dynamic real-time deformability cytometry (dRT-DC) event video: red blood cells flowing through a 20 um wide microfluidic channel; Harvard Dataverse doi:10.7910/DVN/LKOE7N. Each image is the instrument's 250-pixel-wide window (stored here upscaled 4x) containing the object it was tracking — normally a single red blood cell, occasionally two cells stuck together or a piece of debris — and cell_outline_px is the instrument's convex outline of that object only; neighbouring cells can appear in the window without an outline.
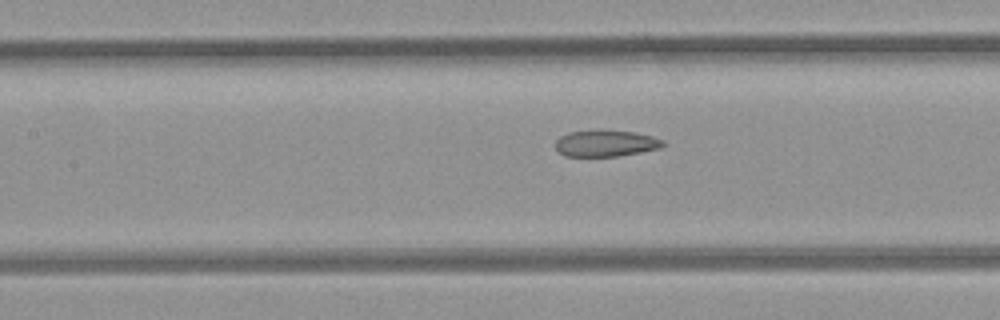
{"species": "common noctule bat (a hibernating species)", "species_latin": "Nyctalus noctula", "temperature_condition": "room temperature", "stored_images_in_passage": 30, "camera_frame_rate_fps": 3000, "um_per_image_px": 0.085, "animal": {"sex": "female", "body_mass_g": 21.9}, "frame": {"image": 1, "passage_image": 13, "time_ms": 4.0, "image_size_px": [1000, 320], "cell_outline_px": [[664, 144], [660, 148], [640, 152], [616, 156], [564, 156], [556, 148], [556, 140], [560, 136], [568, 132], [632, 132], [652, 136], [664, 140]], "centroid_in_image_um": [51.49, 12.21], "position_along_channel_um": 155.9, "area_um2": 15.9}}
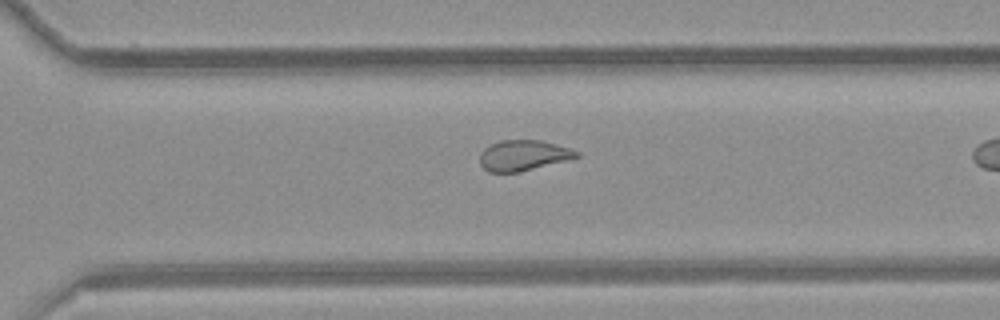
{"frame": {"image": 2, "passage_image": 26, "time_ms": 8.333, "image_size_px": [1000, 320], "cell_outline_px": [[580, 156], [568, 160], [516, 172], [488, 172], [480, 164], [480, 152], [484, 148], [500, 140], [540, 140], [556, 144], [580, 152]], "centroid_in_image_um": [44.47, 13.2], "position_along_channel_um": 326.1, "area_um2": 17.05}}